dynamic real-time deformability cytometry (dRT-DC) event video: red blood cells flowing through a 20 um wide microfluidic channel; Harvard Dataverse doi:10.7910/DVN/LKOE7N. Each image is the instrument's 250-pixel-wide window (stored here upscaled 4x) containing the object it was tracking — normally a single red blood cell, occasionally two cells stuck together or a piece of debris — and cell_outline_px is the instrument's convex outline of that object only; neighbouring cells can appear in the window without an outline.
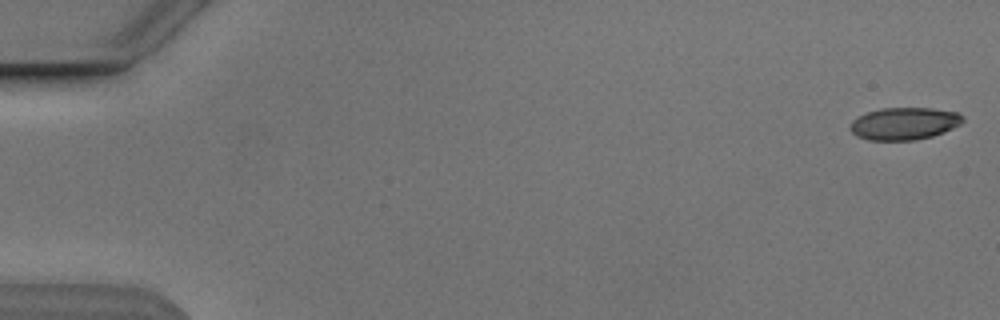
{"species": "Egyptian fruit bat (a non-hibernating species)", "species_latin": "Rousettus aegyptiacus", "temperature_condition": "cold", "stored_images_in_passage": 17, "camera_frame_rate_fps": 3000, "um_per_image_px": 0.085, "animal": {"sex": "male"}, "frame": {"image": 1, "passage_image": 1, "time_ms": 0.0, "image_size_px": [1000, 320], "cell_outline_px": [[964, 120], [960, 124], [944, 132], [932, 136], [916, 140], [868, 140], [856, 136], [848, 128], [852, 120], [856, 116], [880, 108], [932, 108], [956, 112], [964, 116]], "centroid_in_image_um": [76.83, 10.5], "position_along_channel_um": 8.2, "area_um2": 21.39}}